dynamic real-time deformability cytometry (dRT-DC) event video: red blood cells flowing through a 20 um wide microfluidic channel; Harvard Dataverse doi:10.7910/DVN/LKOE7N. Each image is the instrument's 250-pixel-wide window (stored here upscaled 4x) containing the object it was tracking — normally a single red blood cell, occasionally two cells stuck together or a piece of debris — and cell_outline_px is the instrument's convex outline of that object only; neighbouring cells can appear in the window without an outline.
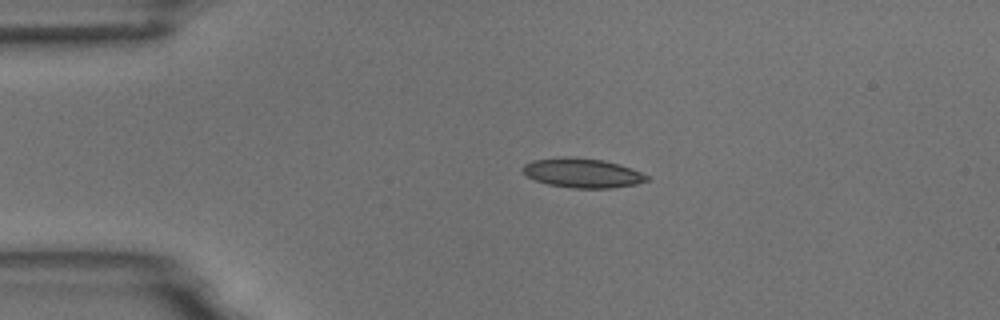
{"species": "common noctule bat (a hibernating species)", "species_latin": "Nyctalus noctula", "temperature_condition": "room temperature", "stored_images_in_passage": 2, "camera_frame_rate_fps": 3000, "um_per_image_px": 0.085, "animal": {"sex": "male", "body_mass_g": 18.8}, "frame": {"image": 1, "passage_image": 1, "time_ms": 0.0, "image_size_px": [1000, 320], "cell_outline_px": [[648, 180], [636, 184], [612, 188], [576, 188], [548, 184], [536, 180], [528, 176], [524, 172], [524, 164], [532, 160], [568, 156], [604, 160], [620, 164], [632, 168], [648, 176]], "centroid_in_image_um": [49.53, 14.69], "position_along_channel_um": 35.5, "area_um2": 21.1}}